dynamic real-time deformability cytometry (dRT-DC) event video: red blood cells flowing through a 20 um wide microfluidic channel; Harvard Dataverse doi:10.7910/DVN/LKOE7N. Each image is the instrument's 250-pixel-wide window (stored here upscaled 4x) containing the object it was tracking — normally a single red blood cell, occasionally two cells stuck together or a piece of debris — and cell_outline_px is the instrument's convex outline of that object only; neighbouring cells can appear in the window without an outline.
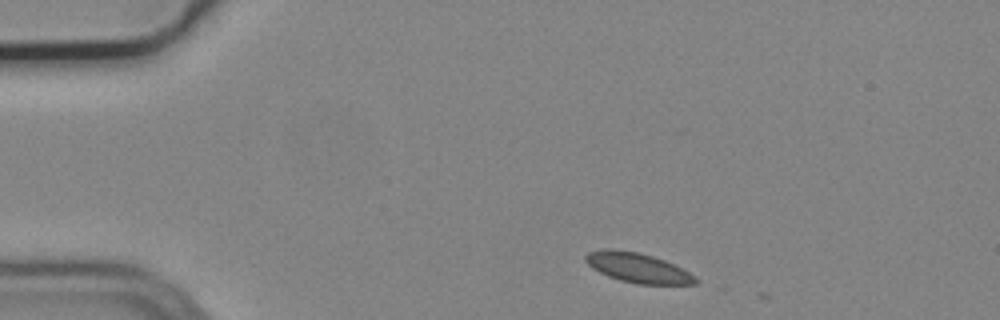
{"species": "common noctule bat (a hibernating species)", "species_latin": "Nyctalus noctula", "temperature_condition": "cold", "stored_images_in_passage": 5, "camera_frame_rate_fps": 3000, "um_per_image_px": 0.085, "animal": {"sex": "male", "body_mass_g": 19.2, "forearm_length_mm": 51.8}, "frame": {"image": 1, "passage_image": 1, "time_ms": 0.0, "image_size_px": [1000, 320], "cell_outline_px": [[700, 280], [696, 284], [636, 284], [620, 280], [608, 276], [592, 268], [584, 260], [584, 256], [588, 252], [604, 248], [612, 248], [640, 252], [664, 260], [696, 276]], "centroid_in_image_um": [54.18, 22.75], "position_along_channel_um": 30.8, "area_um2": 19.13}}
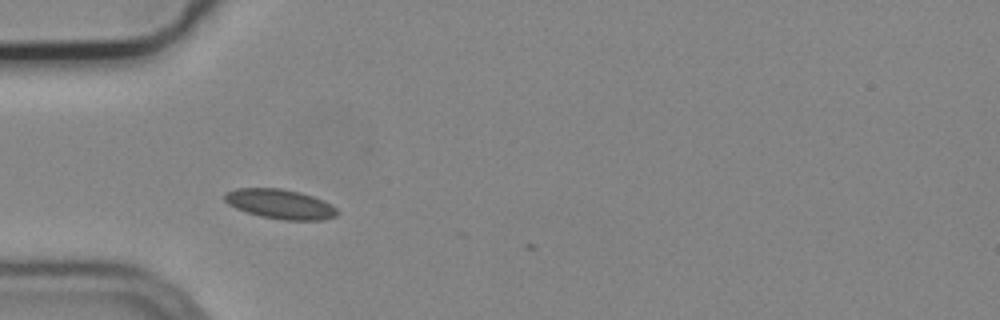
{"frame": {"image": 2, "passage_image": 3, "time_ms": 0.667, "image_size_px": [1000, 320], "cell_outline_px": [[340, 212], [336, 216], [324, 220], [284, 220], [260, 216], [236, 208], [228, 204], [224, 200], [224, 192], [236, 188], [280, 188], [300, 192], [324, 200], [332, 204]], "centroid_in_image_um": [23.83, 17.34], "position_along_channel_um": 61.2, "area_um2": 19.59}}
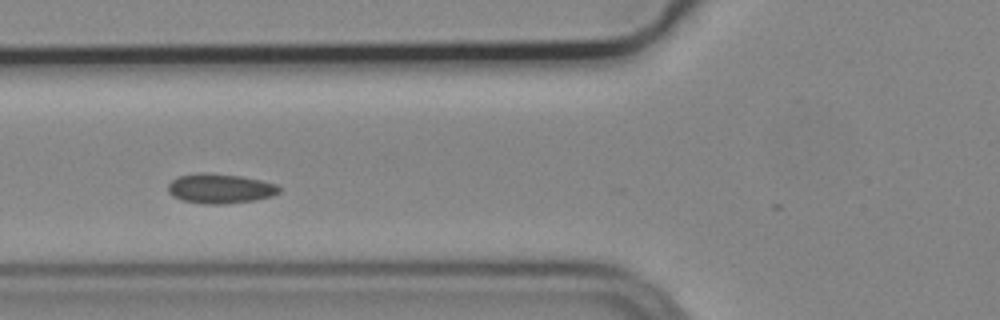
{"frame": {"image": 3, "passage_image": 4, "time_ms": 1.0, "image_size_px": [1000, 320], "cell_outline_px": [[280, 192], [272, 196], [252, 200], [220, 204], [204, 204], [184, 200], [172, 196], [168, 192], [168, 184], [176, 176], [196, 172], [208, 172], [240, 176], [260, 180], [276, 184], [280, 188]], "centroid_in_image_um": [18.66, 16.0], "position_along_channel_um": 107.1, "area_um2": 19.25}}